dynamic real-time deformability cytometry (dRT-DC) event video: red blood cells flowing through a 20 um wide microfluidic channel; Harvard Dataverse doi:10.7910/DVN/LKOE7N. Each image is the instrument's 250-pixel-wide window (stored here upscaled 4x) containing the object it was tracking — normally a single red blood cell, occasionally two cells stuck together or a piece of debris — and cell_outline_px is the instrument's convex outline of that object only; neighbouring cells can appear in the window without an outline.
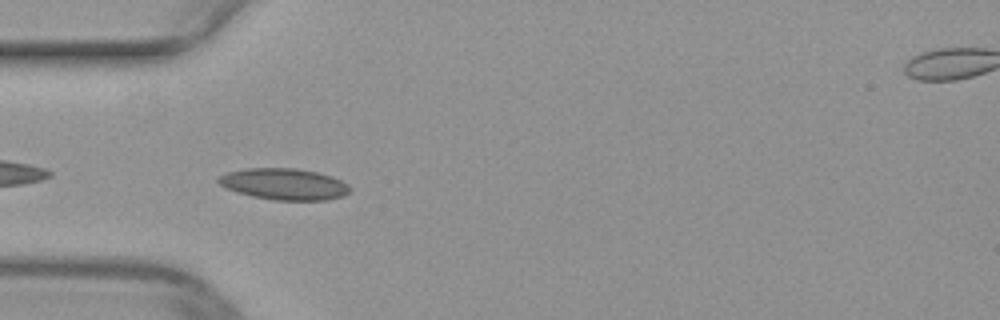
{"species": "common noctule bat (a hibernating species)", "species_latin": "Nyctalus noctula", "temperature_condition": "warm", "stored_images_in_passage": 37, "camera_frame_rate_fps": 3000, "um_per_image_px": 0.085, "animal": {"sex": "female", "body_mass_g": 29.2, "forearm_length_mm": 56.3}, "frame": {"image": 1, "passage_image": 2, "time_ms": 0.333, "image_size_px": [1000, 320], "cell_outline_px": [[352, 188], [344, 196], [328, 200], [272, 200], [252, 196], [236, 192], [220, 184], [216, 180], [220, 176], [228, 172], [244, 168], [296, 168], [316, 172], [332, 176], [348, 184]], "centroid_in_image_um": [24.17, 15.65], "position_along_channel_um": 60.8, "area_um2": 24.1}}
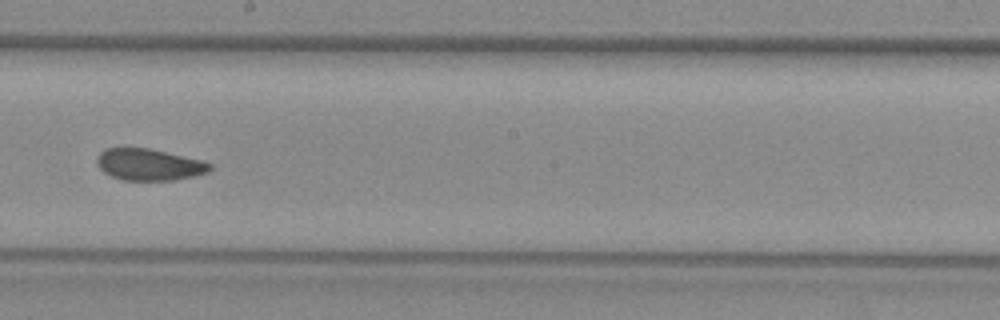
{"frame": {"image": 2, "passage_image": 15, "time_ms": 4.667, "image_size_px": [1000, 320], "cell_outline_px": [[212, 168], [208, 172], [192, 176], [172, 180], [124, 180], [112, 176], [104, 172], [96, 164], [96, 156], [104, 148], [148, 148], [200, 160], [212, 164]], "centroid_in_image_um": [12.63, 13.98], "position_along_channel_um": 235.6, "area_um2": 20.63}}
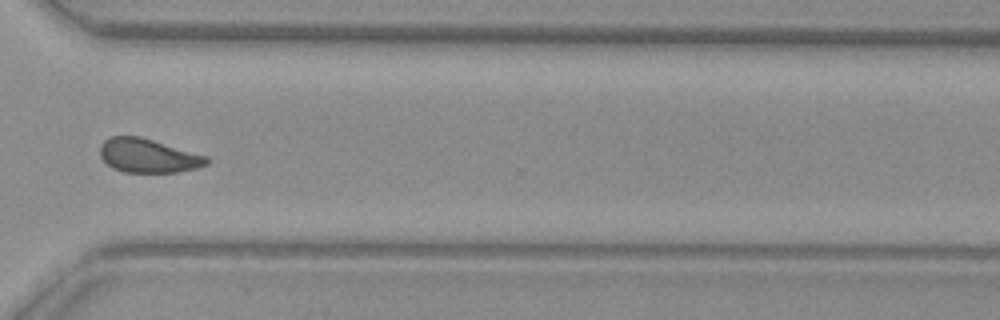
{"frame": {"image": 3, "passage_image": 24, "time_ms": 7.667, "image_size_px": [1000, 320], "cell_outline_px": [[208, 164], [196, 168], [180, 172], [124, 172], [112, 168], [100, 156], [100, 144], [108, 136], [140, 136], [208, 156]], "centroid_in_image_um": [12.58, 13.23], "position_along_channel_um": 358.0, "area_um2": 21.15}}